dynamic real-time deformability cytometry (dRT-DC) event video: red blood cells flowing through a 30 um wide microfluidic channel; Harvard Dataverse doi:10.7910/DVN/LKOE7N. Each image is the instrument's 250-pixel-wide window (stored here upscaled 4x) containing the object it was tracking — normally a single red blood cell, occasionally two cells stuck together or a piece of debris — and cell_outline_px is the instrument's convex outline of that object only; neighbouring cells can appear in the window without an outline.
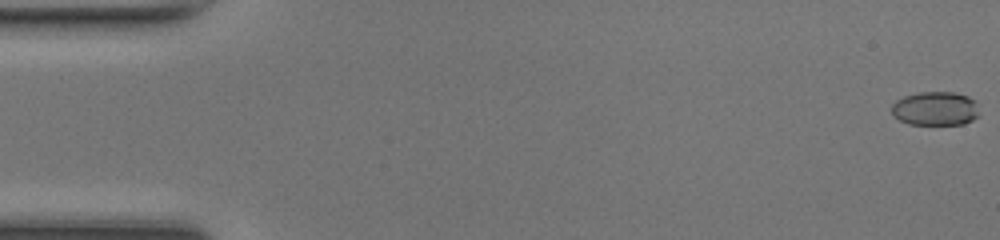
{"species": "common noctule bat (a hibernating species)", "species_latin": "Nyctalus noctula", "temperature_condition": "room temperature", "stored_images_in_passage": 49, "camera_frame_rate_fps": 3000, "um_per_image_px": 0.085, "animal": {"sex": "female", "body_mass_g": 17.0, "forearm_length_mm": 48.0}, "frame": {"image": 1, "passage_image": 1, "time_ms": 0.0, "image_size_px": [1000, 240], "cell_outline_px": [[976, 116], [972, 120], [964, 124], [908, 124], [900, 120], [892, 112], [892, 104], [896, 100], [904, 96], [920, 92], [952, 92], [968, 96], [976, 100]], "centroid_in_image_um": [79.49, 9.22], "position_along_channel_um": 5.5, "area_um2": 17.11}}
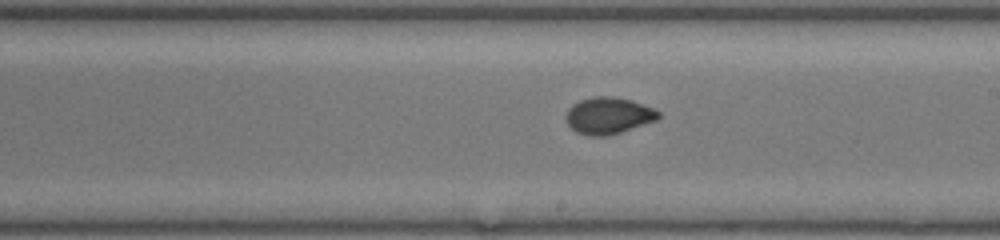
{"frame": {"image": 2, "passage_image": 28, "time_ms": 9.0, "image_size_px": [1000, 240], "cell_outline_px": [[660, 116], [656, 120], [620, 132], [604, 136], [588, 136], [576, 132], [568, 124], [568, 108], [572, 104], [580, 100], [592, 96], [612, 96], [632, 100], [652, 108], [660, 112]], "centroid_in_image_um": [51.71, 9.81], "position_along_channel_um": 237.3, "area_um2": 19.54}}
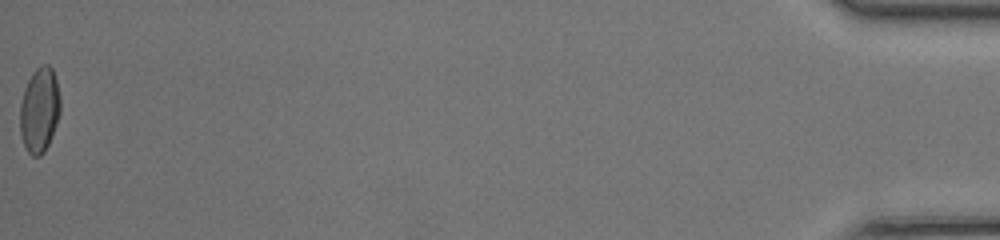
{"frame": {"image": 3, "passage_image": 49, "time_ms": 16.0, "image_size_px": [1000, 240], "cell_outline_px": [[60, 112], [52, 136], [44, 152], [40, 156], [32, 156], [28, 152], [20, 136], [20, 104], [24, 88], [32, 72], [40, 64], [48, 64], [52, 68], [56, 80], [60, 100]], "centroid_in_image_um": [3.34, 9.34], "position_along_channel_um": 431.9, "area_um2": 20.06}, "authors_computed_cell_mechanics": {"area_um2": 19.074, "velocity_mm_per_s": 4.3446, "shape_relaxation_time_tau1_ms": 4.9995, "shape_relaxation_time_tau2_ms": 0.8773, "deformation_change_tau1": 0.1584, "deformation_change_tau2": 0.0364}}